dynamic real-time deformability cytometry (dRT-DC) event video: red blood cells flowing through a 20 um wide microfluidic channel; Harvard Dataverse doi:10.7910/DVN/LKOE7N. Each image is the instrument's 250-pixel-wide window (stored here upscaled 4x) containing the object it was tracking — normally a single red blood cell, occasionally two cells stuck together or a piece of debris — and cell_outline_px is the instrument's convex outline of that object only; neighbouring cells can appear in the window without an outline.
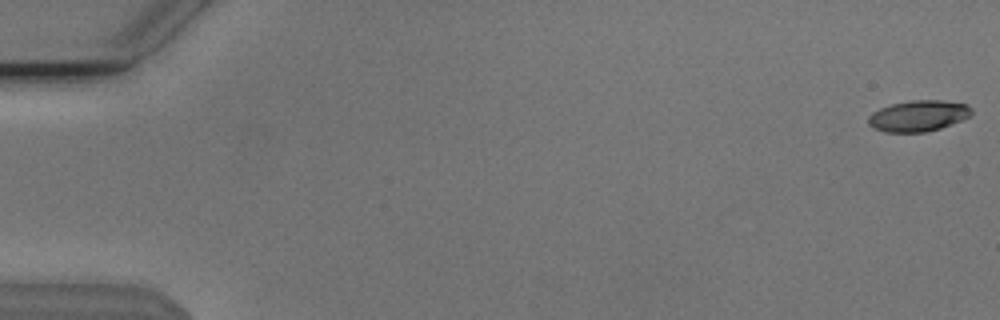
{"species": "Egyptian fruit bat (a non-hibernating species)", "species_latin": "Rousettus aegyptiacus", "temperature_condition": "cold", "stored_images_in_passage": 54, "camera_frame_rate_fps": 3000, "um_per_image_px": 0.085, "animal": {"sex": "male"}, "frame": {"image": 1, "passage_image": 1, "time_ms": 0.0, "image_size_px": [1000, 320], "cell_outline_px": [[972, 116], [940, 128], [924, 132], [884, 132], [872, 128], [868, 124], [868, 116], [872, 112], [880, 108], [892, 104], [912, 100], [944, 100], [964, 104], [972, 108]], "centroid_in_image_um": [78.04, 9.85], "position_along_channel_um": 7.0, "area_um2": 18.73}}
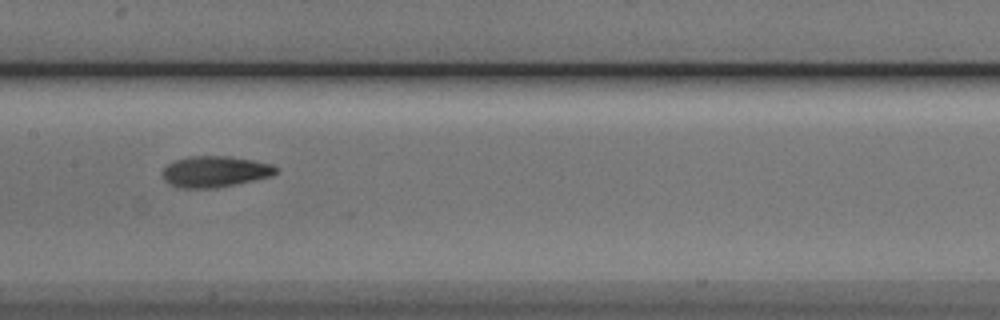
{"frame": {"image": 2, "passage_image": 28, "time_ms": 9.0, "image_size_px": [1000, 320], "cell_outline_px": [[276, 172], [272, 176], [216, 188], [180, 188], [168, 184], [164, 180], [164, 168], [168, 164], [176, 160], [192, 156], [228, 156], [252, 160], [272, 164], [276, 168]], "centroid_in_image_um": [18.26, 14.59], "position_along_channel_um": 189.1, "area_um2": 20.35}}
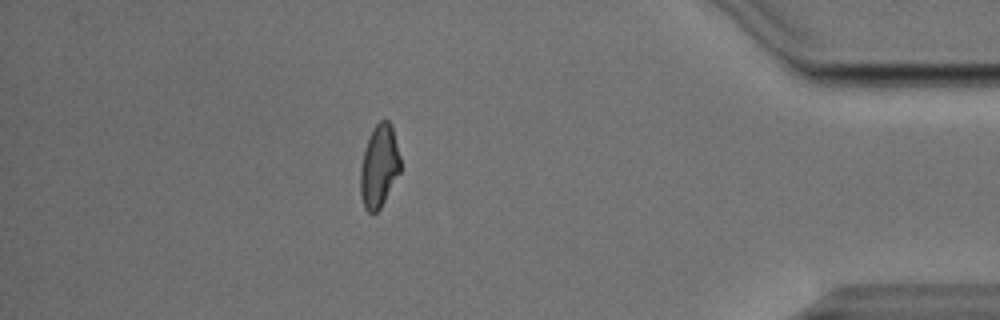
{"frame": {"image": 3, "passage_image": 48, "time_ms": 15.667, "image_size_px": [1000, 320], "cell_outline_px": [[400, 172], [380, 208], [376, 212], [368, 212], [364, 208], [360, 192], [360, 172], [364, 148], [372, 128], [380, 120], [388, 120], [392, 124], [400, 156]], "centroid_in_image_um": [32.22, 14.09], "position_along_channel_um": 403.0, "area_um2": 19.31}, "authors_computed_cell_mechanics": {"area_um2": 19.652, "velocity_mm_per_s": 3.8133, "shape_relaxation_time_tau1_ms": 2.9872, "shape_relaxation_time_tau2_ms": 3.2283, "deformation_change_tau1": 0.153, "deformation_change_tau2": 0.107}}